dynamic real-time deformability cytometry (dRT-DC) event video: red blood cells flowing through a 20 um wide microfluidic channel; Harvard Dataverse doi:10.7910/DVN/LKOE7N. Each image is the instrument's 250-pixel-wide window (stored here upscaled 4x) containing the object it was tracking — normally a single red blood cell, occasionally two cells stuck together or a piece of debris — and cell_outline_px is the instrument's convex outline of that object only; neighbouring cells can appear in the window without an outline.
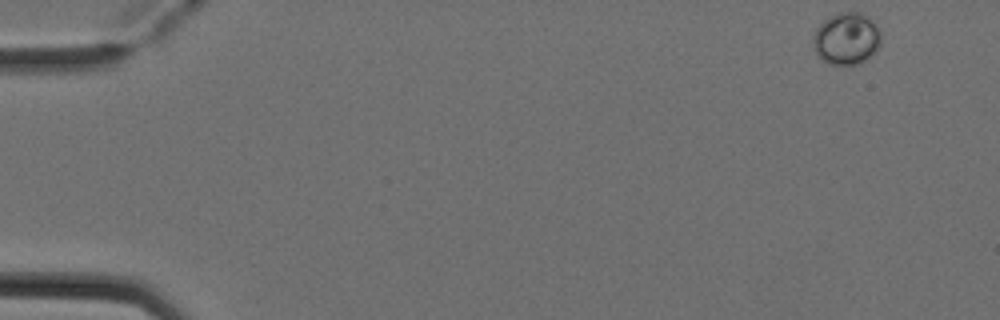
{"species": "Egyptian fruit bat (a non-hibernating species)", "species_latin": "Rousettus aegyptiacus", "temperature_condition": "cold", "stored_images_in_passage": 4, "camera_frame_rate_fps": 3000, "um_per_image_px": 0.085, "animal": {"sex": "female"}, "frame": {"image": 1, "passage_image": 1, "time_ms": 0.0, "image_size_px": [1000, 320], "cell_outline_px": [[880, 44], [876, 52], [860, 64], [828, 64], [816, 56], [812, 44], [812, 36], [816, 28], [828, 16], [836, 12], [860, 12], [868, 16], [876, 24], [880, 32]], "centroid_in_image_um": [71.92, 3.28], "position_along_channel_um": 13.1, "area_um2": 21.04}}
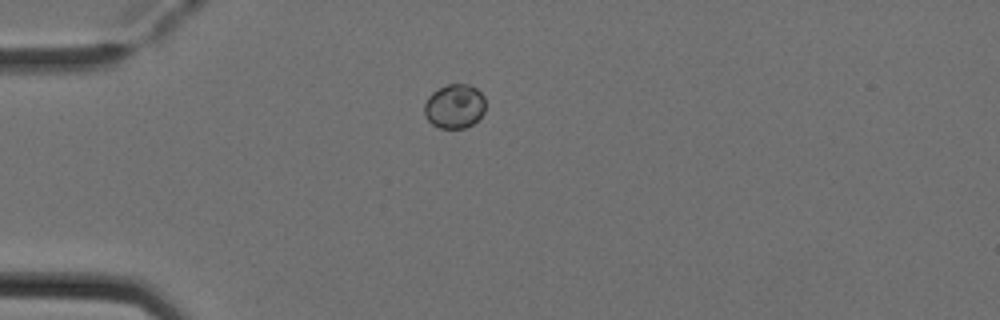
{"frame": {"image": 2, "passage_image": 4, "time_ms": 1.0, "image_size_px": [1000, 320], "cell_outline_px": [[484, 112], [472, 124], [464, 128], [440, 128], [432, 124], [424, 116], [424, 104], [428, 96], [432, 92], [448, 84], [468, 84], [476, 88], [484, 96]], "centroid_in_image_um": [38.61, 9.03], "position_along_channel_um": 46.4, "area_um2": 15.72}}